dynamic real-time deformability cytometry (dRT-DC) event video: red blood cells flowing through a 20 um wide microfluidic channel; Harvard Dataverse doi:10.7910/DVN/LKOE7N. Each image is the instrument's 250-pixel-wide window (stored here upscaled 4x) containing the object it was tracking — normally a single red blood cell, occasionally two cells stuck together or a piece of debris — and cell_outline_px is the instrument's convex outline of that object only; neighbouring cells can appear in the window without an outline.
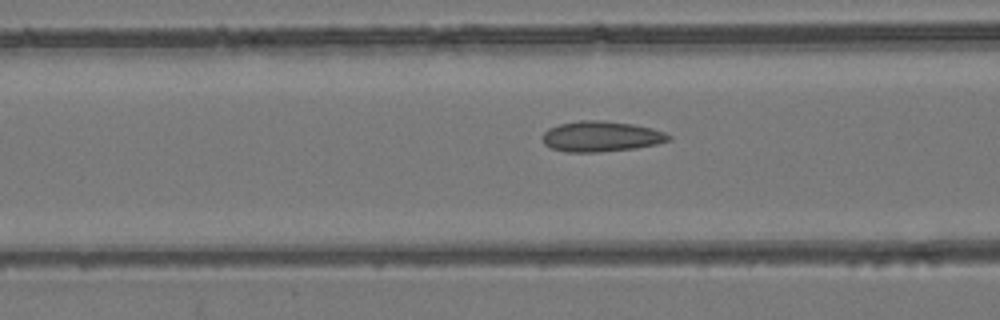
{"species": "common noctule bat (a hibernating species)", "species_latin": "Nyctalus noctula", "temperature_condition": "room temperature", "stored_images_in_passage": 36, "camera_frame_rate_fps": 3000, "um_per_image_px": 0.085, "animal": {"sex": "female", "body_mass_g": 24.6, "forearm_length_mm": 56.2}, "frame": {"image": 1, "passage_image": 14, "time_ms": 4.333, "image_size_px": [1000, 320], "cell_outline_px": [[672, 140], [656, 144], [636, 148], [596, 152], [564, 152], [552, 148], [544, 144], [544, 132], [548, 128], [560, 124], [580, 120], [604, 120], [632, 124], [652, 128], [664, 132], [672, 136]], "centroid_in_image_um": [51.12, 11.59], "position_along_channel_um": 115.5, "area_um2": 22.43}}
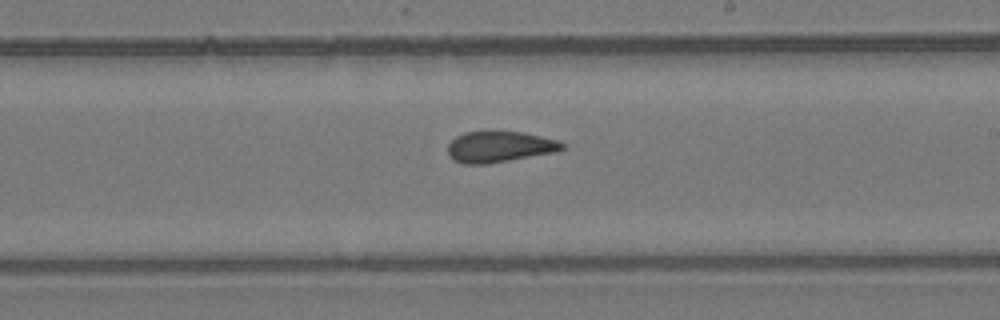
{"frame": {"image": 2, "passage_image": 24, "time_ms": 7.667, "image_size_px": [1000, 320], "cell_outline_px": [[564, 148], [556, 152], [488, 164], [464, 164], [452, 160], [448, 156], [448, 144], [456, 136], [464, 132], [520, 132], [540, 136], [556, 140], [564, 144]], "centroid_in_image_um": [42.41, 12.49], "position_along_channel_um": 246.6, "area_um2": 20.58}}
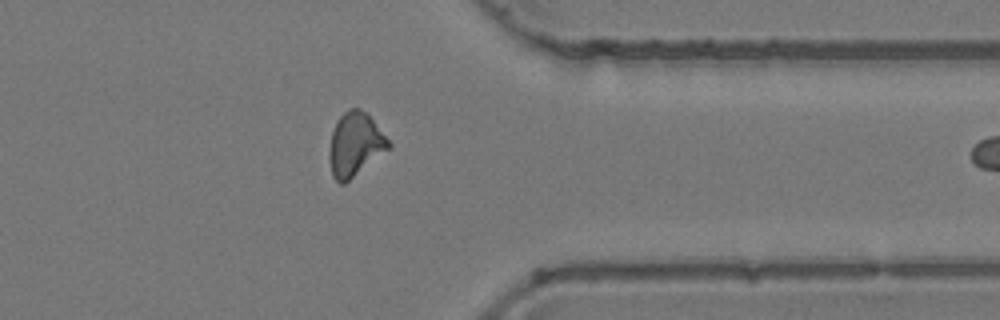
{"frame": {"image": 3, "passage_image": 35, "time_ms": 11.333, "image_size_px": [1000, 320], "cell_outline_px": [[392, 148], [344, 184], [340, 184], [332, 176], [328, 156], [328, 152], [332, 132], [336, 120], [348, 108], [360, 108], [372, 120], [392, 144]], "centroid_in_image_um": [30.17, 12.3], "position_along_channel_um": 381.2, "area_um2": 22.14}}